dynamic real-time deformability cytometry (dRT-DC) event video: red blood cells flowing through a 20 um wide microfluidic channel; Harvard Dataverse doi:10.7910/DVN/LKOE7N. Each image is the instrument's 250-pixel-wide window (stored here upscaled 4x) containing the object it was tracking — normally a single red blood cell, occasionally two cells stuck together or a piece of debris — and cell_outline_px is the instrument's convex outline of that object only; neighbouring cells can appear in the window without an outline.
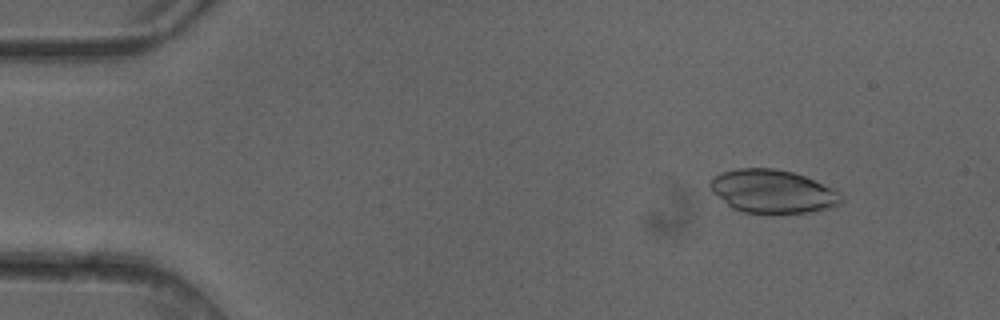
{"species": "common noctule bat (a hibernating species)", "species_latin": "Nyctalus noctula", "temperature_condition": "cold", "stored_images_in_passage": 4, "camera_frame_rate_fps": 3000, "um_per_image_px": 0.085, "animal": {"sex": "female"}, "frame": {"image": 1, "passage_image": 2, "time_ms": 0.333, "image_size_px": [1000, 320], "cell_outline_px": [[844, 200], [840, 204], [832, 208], [808, 212], [780, 216], [772, 216], [744, 212], [732, 208], [712, 192], [708, 188], [708, 184], [712, 176], [720, 172], [740, 168], [772, 168], [792, 172], [804, 176], [832, 188], [840, 192]], "centroid_in_image_um": [65.66, 16.31], "position_along_channel_um": 19.3, "area_um2": 34.04}}